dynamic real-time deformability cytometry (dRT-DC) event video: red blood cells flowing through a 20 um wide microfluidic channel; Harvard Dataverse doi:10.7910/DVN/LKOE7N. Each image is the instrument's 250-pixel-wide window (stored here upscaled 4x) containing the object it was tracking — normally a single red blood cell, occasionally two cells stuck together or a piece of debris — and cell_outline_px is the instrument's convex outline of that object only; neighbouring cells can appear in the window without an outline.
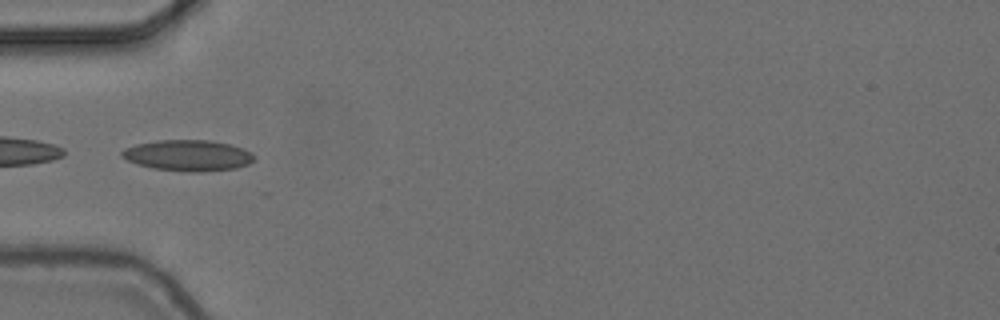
{"species": "common noctule bat (a hibernating species)", "species_latin": "Nyctalus noctula", "temperature_condition": "cold", "stored_images_in_passage": 6, "camera_frame_rate_fps": 3000, "um_per_image_px": 0.085, "animal": {"sex": "female", "body_mass_g": 24.6, "forearm_length_mm": 56.2}, "frame": {"image": 1, "passage_image": 5, "time_ms": 1.333, "image_size_px": [1000, 320], "cell_outline_px": [[256, 160], [248, 164], [236, 168], [200, 172], [188, 172], [152, 168], [128, 160], [120, 156], [120, 152], [124, 148], [136, 144], [156, 140], [208, 140], [228, 144], [252, 152], [256, 156]], "centroid_in_image_um": [15.98, 13.21], "position_along_channel_um": 69.0, "area_um2": 23.93}}
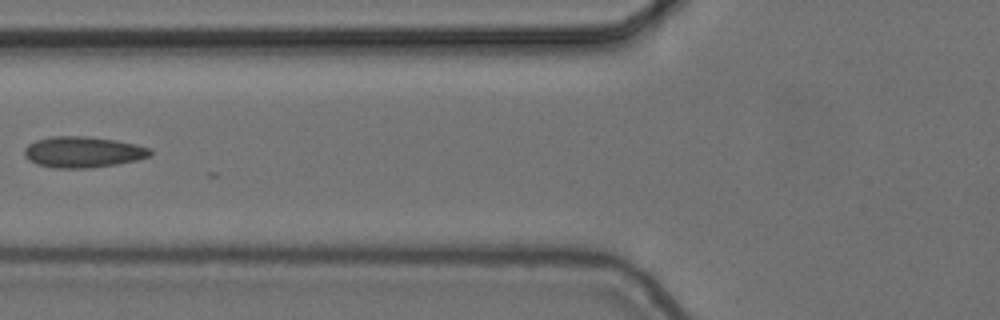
{"frame": {"image": 2, "passage_image": 6, "time_ms": 1.667, "image_size_px": [1000, 320], "cell_outline_px": [[152, 152], [148, 156], [136, 160], [116, 164], [88, 168], [52, 168], [36, 164], [28, 160], [24, 156], [24, 148], [28, 144], [36, 140], [52, 136], [84, 136], [116, 140], [136, 144], [152, 148]], "centroid_in_image_um": [7.02, 12.92], "position_along_channel_um": 118.8, "area_um2": 22.83}}